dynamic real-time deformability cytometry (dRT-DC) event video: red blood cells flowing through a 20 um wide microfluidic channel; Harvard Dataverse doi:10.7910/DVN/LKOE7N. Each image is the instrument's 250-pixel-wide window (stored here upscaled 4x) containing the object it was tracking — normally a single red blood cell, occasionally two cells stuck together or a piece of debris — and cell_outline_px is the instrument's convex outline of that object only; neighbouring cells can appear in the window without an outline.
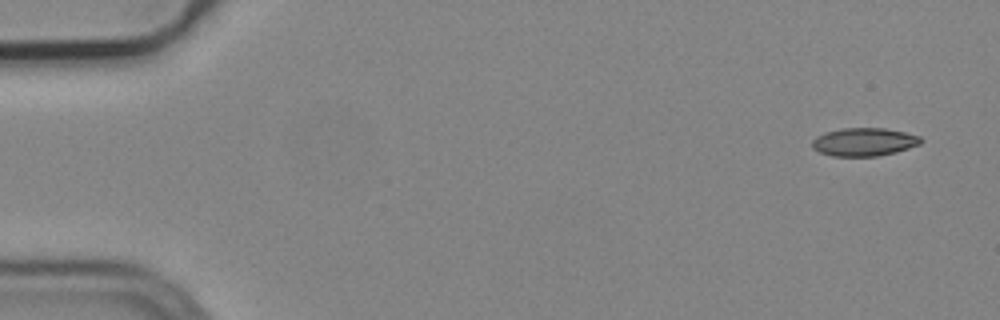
{"species": "common noctule bat (a hibernating species)", "species_latin": "Nyctalus noctula", "temperature_condition": "cold", "stored_images_in_passage": 43, "camera_frame_rate_fps": 3000, "um_per_image_px": 0.085, "animal": {"sex": "male", "body_mass_g": 19.2, "forearm_length_mm": 51.8}, "frame": {"image": 1, "passage_image": 1, "time_ms": 0.0, "image_size_px": [1000, 320], "cell_outline_px": [[924, 140], [920, 144], [896, 152], [876, 156], [832, 156], [820, 152], [812, 148], [812, 140], [816, 136], [824, 132], [840, 128], [884, 128], [904, 132], [920, 136]], "centroid_in_image_um": [73.43, 12.06], "position_along_channel_um": 11.6, "area_um2": 17.92}}
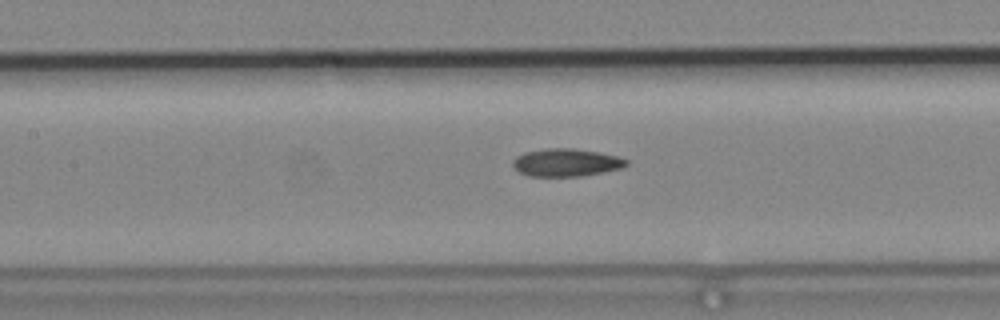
{"frame": {"image": 2, "passage_image": 23, "time_ms": 7.333, "image_size_px": [1000, 320], "cell_outline_px": [[628, 164], [620, 168], [604, 172], [580, 176], [528, 176], [520, 172], [512, 164], [512, 160], [516, 156], [524, 152], [548, 148], [572, 148], [600, 152], [616, 156], [628, 160]], "centroid_in_image_um": [48.11, 13.81], "position_along_channel_um": 159.3, "area_um2": 18.32}}
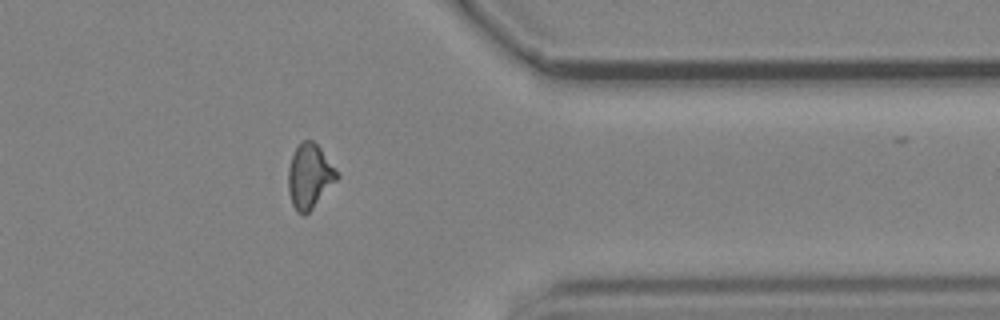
{"frame": {"image": 3, "passage_image": 42, "time_ms": 13.667, "image_size_px": [1000, 320], "cell_outline_px": [[340, 176], [312, 208], [304, 216], [296, 212], [292, 204], [288, 192], [288, 168], [292, 156], [300, 140], [312, 140], [320, 148]], "centroid_in_image_um": [26.28, 14.98], "position_along_channel_um": 385.1, "area_um2": 18.09}}